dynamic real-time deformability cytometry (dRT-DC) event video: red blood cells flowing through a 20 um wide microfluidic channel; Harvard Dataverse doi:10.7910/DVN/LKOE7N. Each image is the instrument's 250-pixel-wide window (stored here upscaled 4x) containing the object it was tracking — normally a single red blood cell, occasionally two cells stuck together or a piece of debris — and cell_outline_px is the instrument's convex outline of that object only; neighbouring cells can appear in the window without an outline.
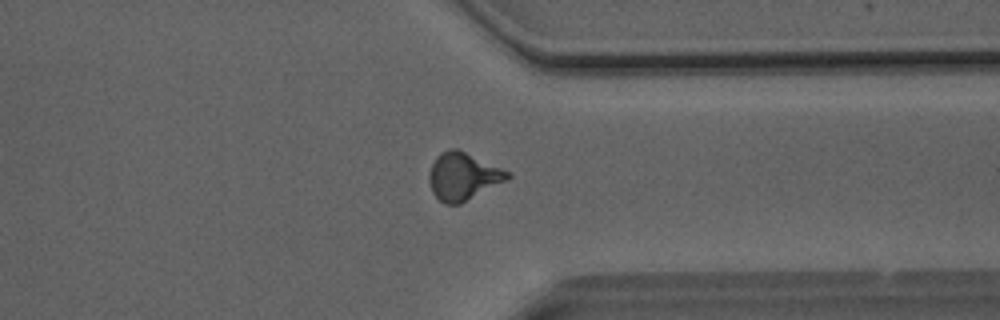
{"species": "Egyptian fruit bat (a non-hibernating species)", "species_latin": "Rousettus aegyptiacus", "temperature_condition": "room temperature", "stored_images_in_passage": 50, "camera_frame_rate_fps": 3000, "um_per_image_px": 0.085, "animal": {"sex": "male"}, "frame": {"image": 1, "passage_image": 39, "time_ms": 12.667, "image_size_px": [1000, 320], "cell_outline_px": [[512, 176], [508, 180], [460, 204], [444, 204], [432, 192], [428, 176], [432, 164], [436, 156], [440, 152], [448, 148], [456, 148], [512, 172]], "centroid_in_image_um": [39.38, 14.98], "position_along_channel_um": 372.0, "area_um2": 21.85}}
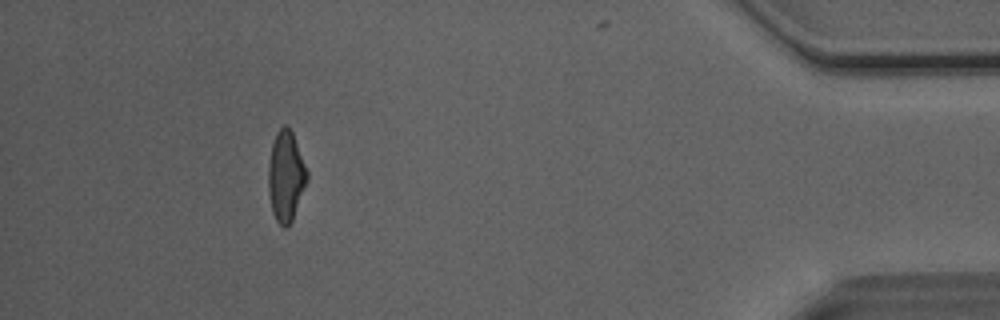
{"frame": {"image": 2, "passage_image": 46, "time_ms": 15.0, "image_size_px": [1000, 320], "cell_outline_px": [[308, 180], [292, 220], [288, 228], [284, 228], [276, 220], [272, 212], [268, 192], [268, 168], [272, 144], [276, 132], [284, 124], [292, 132], [308, 172]], "centroid_in_image_um": [24.29, 15.01], "position_along_channel_um": 410.9, "area_um2": 20.35}, "authors_computed_cell_mechanics": {"area_um2": 20.5479, "velocity_mm_per_s": 4.0737, "shape_relaxation_time_tau1_ms": 4.9063, "shape_relaxation_time_tau2_ms": 1.7902, "deformation_change_tau1": 0.2085, "deformation_change_tau2": 0.1042}}